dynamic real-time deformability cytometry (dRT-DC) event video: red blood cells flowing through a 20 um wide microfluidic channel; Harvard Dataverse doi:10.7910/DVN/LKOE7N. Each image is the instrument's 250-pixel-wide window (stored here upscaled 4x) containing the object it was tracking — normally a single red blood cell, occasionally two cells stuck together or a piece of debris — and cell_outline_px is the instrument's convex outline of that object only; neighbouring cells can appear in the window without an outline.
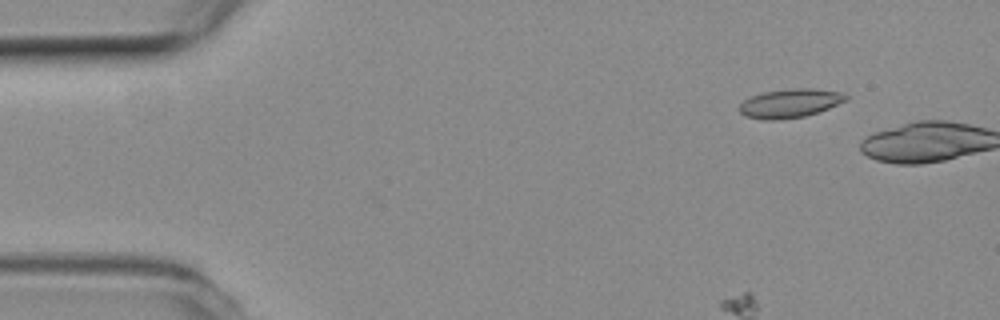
{"species": "common noctule bat (a hibernating species)", "species_latin": "Nyctalus noctula", "temperature_condition": "room temperature", "stored_images_in_passage": 6, "camera_frame_rate_fps": 3000, "um_per_image_px": 0.085, "animal": {"sex": "female", "body_mass_g": 19.3, "forearm_length_mm": 54.1}, "frame": {"image": 1, "passage_image": 2, "time_ms": 0.333, "image_size_px": [1000, 320], "cell_outline_px": [[848, 100], [820, 112], [804, 116], [772, 120], [764, 120], [744, 116], [740, 112], [740, 104], [744, 100], [752, 96], [764, 92], [796, 88], [812, 88], [840, 92], [848, 96]], "centroid_in_image_um": [67.17, 8.78], "position_along_channel_um": 17.8, "area_um2": 17.8}}